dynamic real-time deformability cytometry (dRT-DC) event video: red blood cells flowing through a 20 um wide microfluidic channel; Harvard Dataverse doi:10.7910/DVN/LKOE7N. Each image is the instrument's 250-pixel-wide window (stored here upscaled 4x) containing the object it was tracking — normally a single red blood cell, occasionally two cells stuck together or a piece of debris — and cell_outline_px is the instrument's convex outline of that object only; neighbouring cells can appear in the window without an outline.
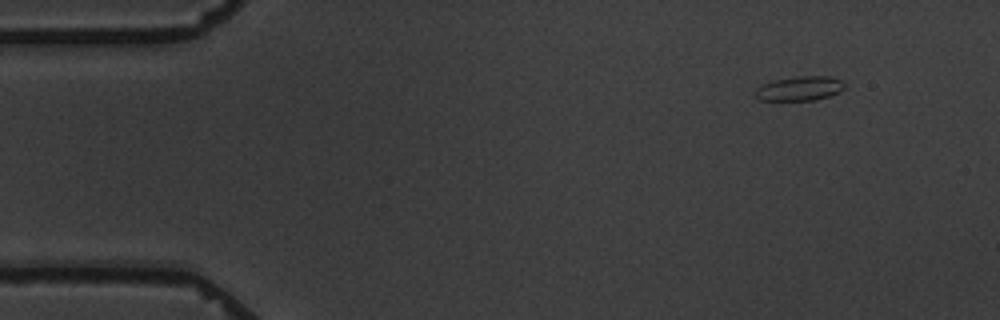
{"species": "common noctule bat (a hibernating species)", "species_latin": "Nyctalus noctula", "temperature_condition": "warm", "stored_images_in_passage": 4, "camera_frame_rate_fps": 3000, "um_per_image_px": 0.085, "animal": {"sex": "male", "body_mass_g": 19.5, "forearm_length_mm": 54.6}, "frame": {"image": 1, "passage_image": 1, "time_ms": 0.0, "image_size_px": [1000, 320], "cell_outline_px": [[844, 88], [840, 92], [816, 100], [760, 100], [756, 96], [756, 88], [772, 80], [796, 76], [828, 76], [840, 80], [844, 84]], "centroid_in_image_um": [67.97, 7.51], "position_along_channel_um": 17.0, "area_um2": 12.6}}
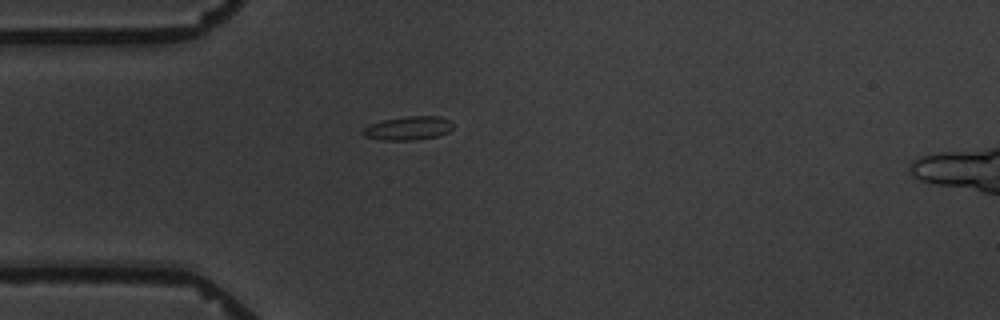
{"frame": {"image": 2, "passage_image": 4, "time_ms": 3.333, "image_size_px": [1000, 320], "cell_outline_px": [[452, 128], [448, 132], [440, 136], [416, 140], [380, 140], [364, 136], [360, 132], [364, 128], [372, 124], [384, 120], [408, 116], [440, 116], [452, 120]], "centroid_in_image_um": [34.74, 10.9], "position_along_channel_um": 50.3, "area_um2": 12.54}}